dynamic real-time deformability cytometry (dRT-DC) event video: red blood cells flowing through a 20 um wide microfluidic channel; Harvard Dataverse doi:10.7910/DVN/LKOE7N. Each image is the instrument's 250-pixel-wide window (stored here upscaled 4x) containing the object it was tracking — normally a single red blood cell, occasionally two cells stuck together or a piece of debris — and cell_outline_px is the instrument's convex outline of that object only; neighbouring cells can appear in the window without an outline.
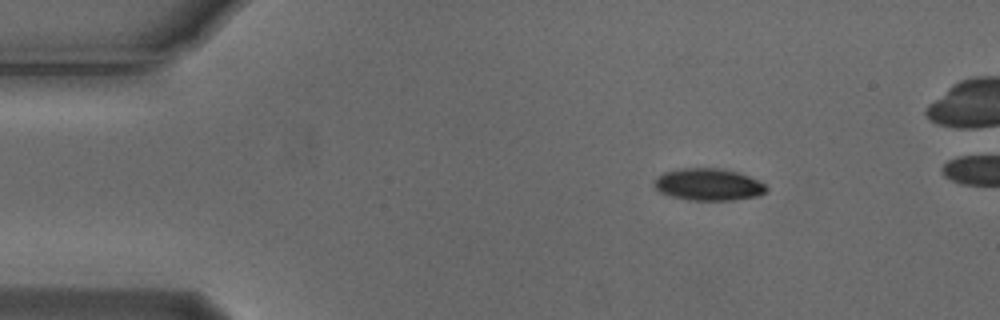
{"species": "Egyptian fruit bat (a non-hibernating species)", "species_latin": "Rousettus aegyptiacus", "temperature_condition": "cold", "stored_images_in_passage": 4, "camera_frame_rate_fps": 3000, "um_per_image_px": 0.085, "animal": {"sex": "male"}, "frame": {"image": 1, "passage_image": 2, "time_ms": 0.333, "image_size_px": [1000, 320], "cell_outline_px": [[768, 188], [760, 196], [732, 200], [688, 200], [672, 196], [660, 192], [652, 184], [664, 172], [680, 168], [720, 168], [740, 172], [764, 184]], "centroid_in_image_um": [60.23, 15.68], "position_along_channel_um": 24.8, "area_um2": 20.87}}